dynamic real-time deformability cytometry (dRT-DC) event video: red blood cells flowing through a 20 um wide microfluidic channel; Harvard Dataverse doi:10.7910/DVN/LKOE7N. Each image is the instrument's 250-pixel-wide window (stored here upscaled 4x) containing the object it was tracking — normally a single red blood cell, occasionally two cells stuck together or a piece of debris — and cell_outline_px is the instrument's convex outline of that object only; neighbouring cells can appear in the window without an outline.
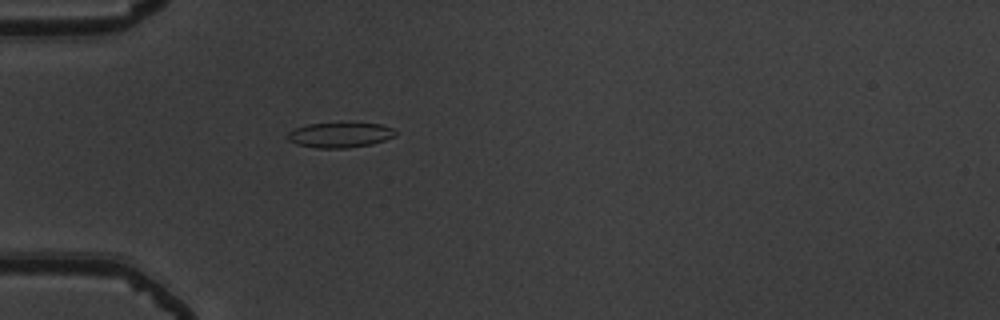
{"species": "common noctule bat (a hibernating species)", "species_latin": "Nyctalus noctula", "temperature_condition": "warm", "stored_images_in_passage": 44, "camera_frame_rate_fps": 3000, "um_per_image_px": 0.085, "animal": {"sex": "male", "body_mass_g": 19.5, "forearm_length_mm": 54.6}, "frame": {"image": 1, "passage_image": 8, "time_ms": 2.333, "image_size_px": [1000, 320], "cell_outline_px": [[396, 136], [372, 144], [348, 148], [316, 148], [296, 144], [288, 140], [288, 132], [296, 128], [308, 124], [380, 124], [396, 128]], "centroid_in_image_um": [28.93, 11.49], "position_along_channel_um": 56.1, "area_um2": 15.61}}
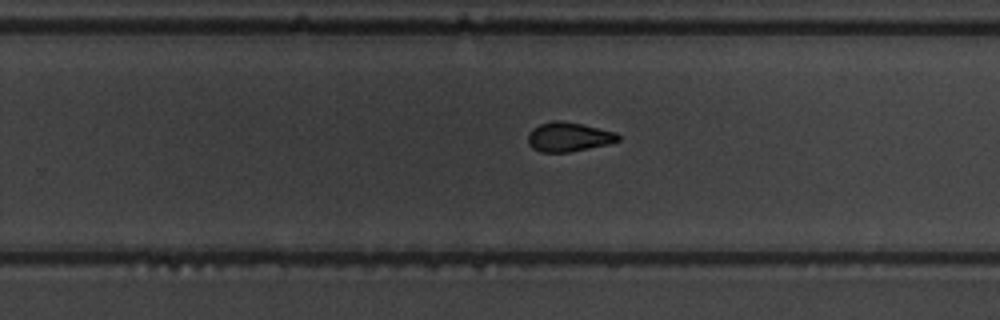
{"frame": {"image": 2, "passage_image": 26, "time_ms": 8.333, "image_size_px": [1000, 320], "cell_outline_px": [[620, 140], [608, 144], [568, 152], [540, 152], [532, 148], [528, 144], [528, 132], [532, 128], [540, 124], [552, 120], [560, 120], [580, 124], [616, 132], [620, 136]], "centroid_in_image_um": [48.3, 11.63], "position_along_channel_um": 281.5, "area_um2": 15.37}}
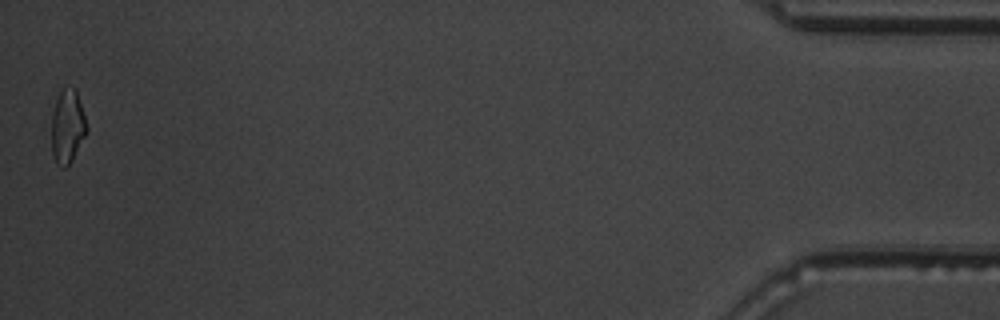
{"frame": {"image": 3, "passage_image": 44, "time_ms": 14.333, "image_size_px": [1000, 320], "cell_outline_px": [[88, 132], [72, 160], [64, 168], [56, 164], [52, 152], [52, 116], [56, 100], [60, 92], [64, 88], [76, 88], [88, 128]], "centroid_in_image_um": [5.75, 10.77], "position_along_channel_um": 429.4, "area_um2": 15.03}, "authors_computed_cell_mechanics": {"area_um2": 15.6349, "velocity_mm_per_s": 3.9088, "shape_relaxation_time_tau1_ms": 5.3079, "shape_relaxation_time_tau2_ms": 2.1523, "deformation_change_tau1": 0.1653, "deformation_change_tau2": 0.0813}}